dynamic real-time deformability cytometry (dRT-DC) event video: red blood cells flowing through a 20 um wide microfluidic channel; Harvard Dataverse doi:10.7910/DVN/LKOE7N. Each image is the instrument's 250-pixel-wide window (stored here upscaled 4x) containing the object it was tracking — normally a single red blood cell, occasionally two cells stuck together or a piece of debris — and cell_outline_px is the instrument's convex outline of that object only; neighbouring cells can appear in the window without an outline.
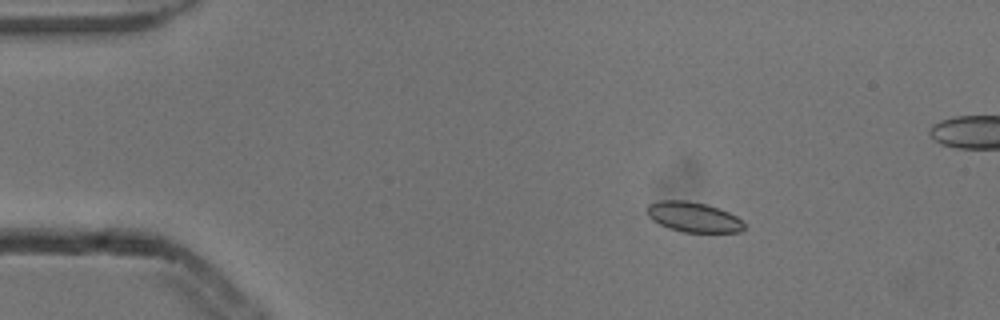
{"species": "common noctule bat (a hibernating species)", "species_latin": "Nyctalus noctula", "temperature_condition": "cold", "stored_images_in_passage": 4, "camera_frame_rate_fps": 3000, "um_per_image_px": 0.085, "animal": {"sex": "male", "body_mass_g": 13.3}, "frame": {"image": 1, "passage_image": 1, "time_ms": 0.0, "image_size_px": [1000, 320], "cell_outline_px": [[744, 228], [740, 232], [684, 232], [668, 228], [652, 220], [648, 216], [644, 208], [648, 204], [656, 200], [688, 200], [704, 204], [728, 212], [736, 216], [744, 224]], "centroid_in_image_um": [58.86, 18.44], "position_along_channel_um": 26.1, "area_um2": 17.05}}